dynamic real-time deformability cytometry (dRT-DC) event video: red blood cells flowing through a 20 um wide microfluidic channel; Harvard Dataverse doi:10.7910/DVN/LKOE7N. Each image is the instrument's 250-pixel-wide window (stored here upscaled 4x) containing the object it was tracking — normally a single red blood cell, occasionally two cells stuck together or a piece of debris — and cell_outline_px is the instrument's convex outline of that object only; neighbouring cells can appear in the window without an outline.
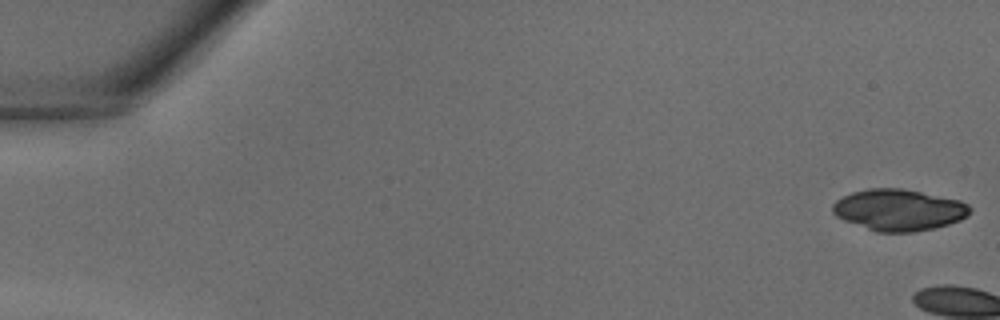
{"species": "common noctule bat (a hibernating species)", "species_latin": "Nyctalus noctula", "temperature_condition": "warm", "stored_images_in_passage": 5, "camera_frame_rate_fps": 3000, "um_per_image_px": 0.085, "animal": {"sex": "male", "body_mass_g": 18.8}, "frame": {"image": 1, "passage_image": 1, "time_ms": 0.0, "image_size_px": [1000, 320], "cell_outline_px": [[972, 208], [968, 216], [960, 220], [948, 224], [932, 228], [912, 232], [876, 232], [844, 220], [836, 216], [832, 212], [832, 204], [836, 200], [852, 192], [868, 188], [904, 188], [960, 200], [968, 204]], "centroid_in_image_um": [76.4, 17.83], "position_along_channel_um": 8.6, "area_um2": 33.23}}